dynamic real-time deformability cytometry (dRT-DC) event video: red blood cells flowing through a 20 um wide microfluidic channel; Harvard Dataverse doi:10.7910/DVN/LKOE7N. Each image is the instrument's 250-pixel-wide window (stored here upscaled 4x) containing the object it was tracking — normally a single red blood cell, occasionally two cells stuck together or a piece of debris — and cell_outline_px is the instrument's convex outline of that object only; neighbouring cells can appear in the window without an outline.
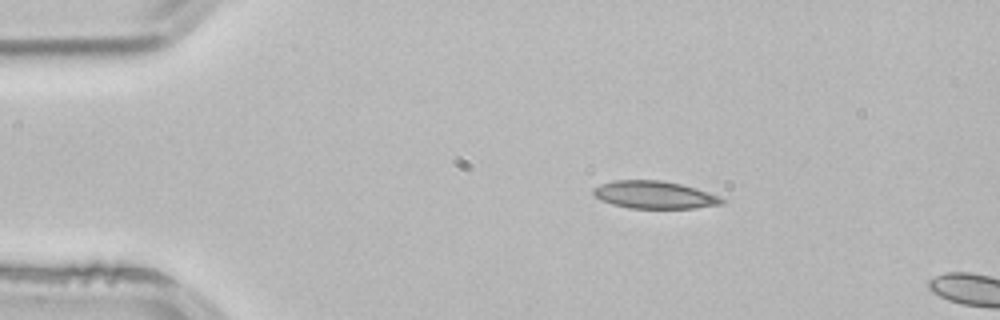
{"species": "common noctule bat (a hibernating species)", "species_latin": "Nyctalus noctula", "temperature_condition": "room temperature", "stored_images_in_passage": 3, "camera_frame_rate_fps": 3000, "um_per_image_px": 0.085, "animal": {"sex": "male", "body_mass_g": 21.5, "forearm_length_mm": 52.0}, "frame": {"image": 1, "passage_image": 2, "time_ms": 0.333, "image_size_px": [1000, 320], "cell_outline_px": [[728, 200], [724, 204], [696, 208], [628, 208], [612, 204], [600, 200], [592, 192], [592, 188], [600, 184], [616, 180], [660, 180], [680, 184], [696, 188], [720, 196]], "centroid_in_image_um": [55.66, 16.56], "position_along_channel_um": 29.3, "area_um2": 20.81}}